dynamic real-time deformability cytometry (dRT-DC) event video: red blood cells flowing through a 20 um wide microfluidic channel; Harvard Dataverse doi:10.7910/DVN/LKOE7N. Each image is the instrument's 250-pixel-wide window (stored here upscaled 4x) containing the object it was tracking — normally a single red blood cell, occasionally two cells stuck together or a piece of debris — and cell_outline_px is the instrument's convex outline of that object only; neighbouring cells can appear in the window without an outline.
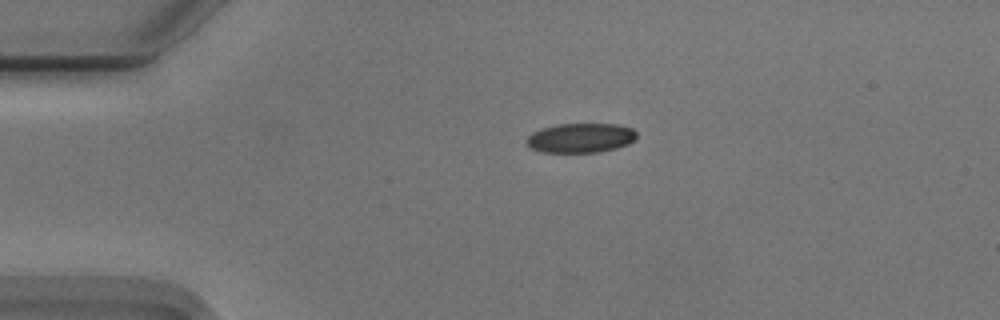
{"species": "Egyptian fruit bat (a non-hibernating species)", "species_latin": "Rousettus aegyptiacus", "temperature_condition": "cold", "stored_images_in_passage": 7, "camera_frame_rate_fps": 3000, "um_per_image_px": 0.085, "animal": {"sex": "male"}, "frame": {"image": 1, "passage_image": 1, "time_ms": 0.0, "image_size_px": [1000, 320], "cell_outline_px": [[636, 136], [628, 144], [616, 148], [600, 152], [540, 152], [528, 148], [524, 140], [532, 132], [540, 128], [556, 124], [620, 124], [632, 128], [636, 132]], "centroid_in_image_um": [49.29, 11.72], "position_along_channel_um": 35.7, "area_um2": 19.19}}